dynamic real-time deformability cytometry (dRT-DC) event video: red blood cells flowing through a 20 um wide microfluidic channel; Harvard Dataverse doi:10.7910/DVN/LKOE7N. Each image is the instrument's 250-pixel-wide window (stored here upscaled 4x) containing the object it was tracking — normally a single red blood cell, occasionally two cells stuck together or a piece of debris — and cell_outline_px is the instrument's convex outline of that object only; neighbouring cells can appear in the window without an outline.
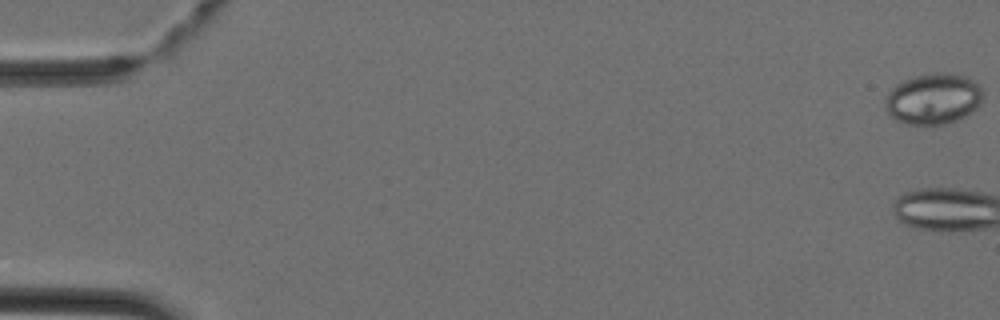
{"species": "Egyptian fruit bat (a non-hibernating species)", "species_latin": "Rousettus aegyptiacus", "temperature_condition": "cold", "stored_images_in_passage": 2, "camera_frame_rate_fps": 3000, "um_per_image_px": 0.085, "animal": {"sex": "female"}, "frame": {"image": 1, "passage_image": 2, "time_ms": 0.333, "image_size_px": [1000, 320], "cell_outline_px": [[984, 96], [980, 104], [972, 112], [956, 120], [944, 124], [908, 124], [896, 120], [884, 108], [884, 104], [888, 92], [896, 84], [904, 80], [916, 76], [936, 72], [944, 72], [968, 76], [984, 92]], "centroid_in_image_um": [79.34, 8.39], "position_along_channel_um": 5.7, "area_um2": 29.02}}